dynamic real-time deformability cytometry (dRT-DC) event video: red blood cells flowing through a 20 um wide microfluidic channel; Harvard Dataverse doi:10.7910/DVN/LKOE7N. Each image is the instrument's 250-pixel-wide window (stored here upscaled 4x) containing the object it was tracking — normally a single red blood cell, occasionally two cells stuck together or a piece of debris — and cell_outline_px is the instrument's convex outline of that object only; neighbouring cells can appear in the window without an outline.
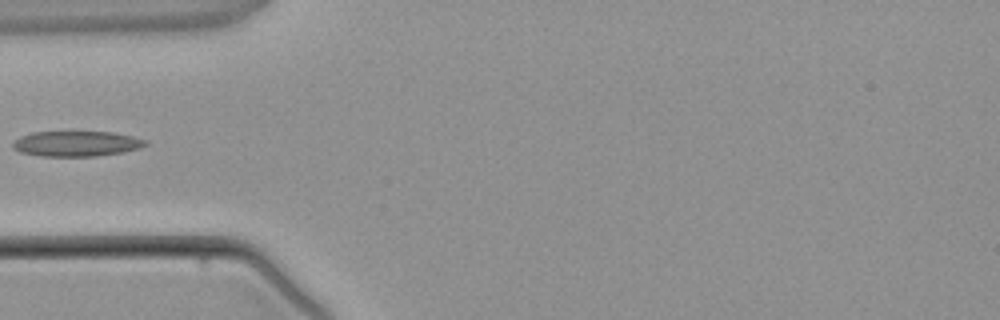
{"species": "common noctule bat (a hibernating species)", "species_latin": "Nyctalus noctula", "temperature_condition": "warm", "stored_images_in_passage": 3, "camera_frame_rate_fps": 3000, "um_per_image_px": 0.085, "animal": {"sex": "male", "body_mass_g": 21.5, "forearm_length_mm": 52.0}, "frame": {"image": 1, "passage_image": 3, "time_ms": 2.333, "image_size_px": [1000, 320], "cell_outline_px": [[148, 144], [140, 148], [124, 152], [96, 156], [40, 156], [20, 152], [12, 148], [12, 144], [20, 136], [32, 132], [112, 132], [132, 136], [148, 140]], "centroid_in_image_um": [6.52, 12.21], "position_along_channel_um": 78.5, "area_um2": 19.65}}